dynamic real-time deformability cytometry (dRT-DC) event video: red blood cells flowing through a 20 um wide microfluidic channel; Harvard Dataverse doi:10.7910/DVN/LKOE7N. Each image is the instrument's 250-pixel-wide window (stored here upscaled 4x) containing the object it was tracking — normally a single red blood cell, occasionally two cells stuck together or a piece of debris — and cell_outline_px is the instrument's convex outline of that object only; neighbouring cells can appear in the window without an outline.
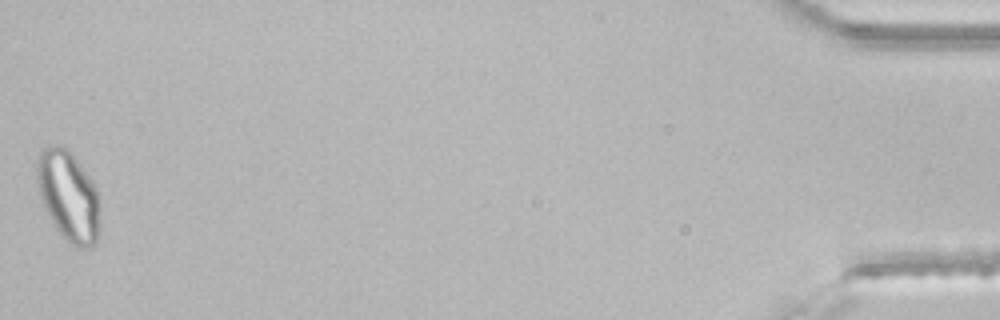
{"species": "common noctule bat (a hibernating species)", "species_latin": "Nyctalus noctula", "temperature_condition": "room temperature", "stored_images_in_passage": 47, "segment_of_instrument_passage": [2, 2], "camera_frame_rate_fps": 3000, "um_per_image_px": 0.085, "animal": {"sex": "male", "body_mass_g": 21.5, "forearm_length_mm": 52.0}, "frame": {"image": 1, "passage_image": 47, "time_ms": 15.333, "image_size_px": [1000, 320], "cell_outline_px": [[100, 232], [96, 244], [92, 248], [80, 248], [64, 240], [60, 236], [48, 216], [44, 208], [40, 196], [36, 180], [36, 160], [40, 148], [48, 144], [64, 144], [92, 180], [96, 188], [100, 200]], "centroid_in_image_um": [5.81, 16.66], "position_along_channel_um": 429.4, "area_um2": 34.33}}